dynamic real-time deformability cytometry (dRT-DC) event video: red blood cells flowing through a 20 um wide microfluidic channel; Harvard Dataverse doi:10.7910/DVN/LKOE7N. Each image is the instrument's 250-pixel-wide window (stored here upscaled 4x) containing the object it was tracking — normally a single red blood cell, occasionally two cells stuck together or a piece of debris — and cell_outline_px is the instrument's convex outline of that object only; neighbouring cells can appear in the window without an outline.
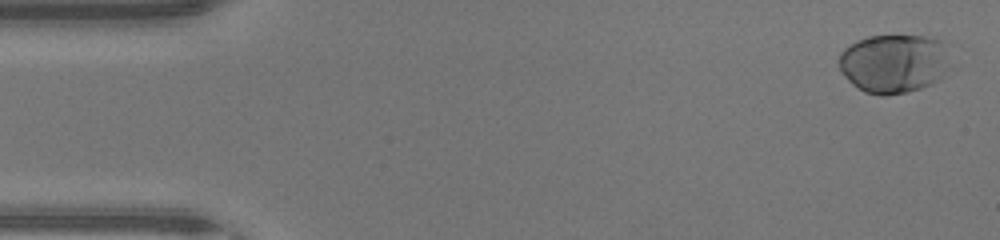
{"species": "human", "species_latin": "Homo sapiens", "temperature_condition": "warm", "stored_images_in_passage": 47, "camera_frame_rate_fps": 3000, "um_per_image_px": 0.085, "donor": {"sex": "male"}, "frame": {"image": 1, "passage_image": 2, "time_ms": 0.333, "image_size_px": [1000, 240], "cell_outline_px": [[944, 40], [940, 80], [932, 84], [920, 88], [904, 92], [884, 96], [880, 96], [864, 92], [852, 84], [844, 76], [840, 68], [840, 52], [844, 48], [856, 40], [868, 36], [924, 36]], "centroid_in_image_um": [75.85, 5.39], "position_along_channel_um": 9.1, "area_um2": 37.28}}
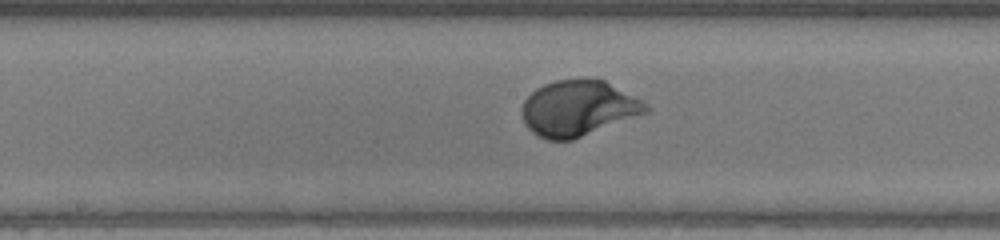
{"frame": {"image": 2, "passage_image": 24, "time_ms": 7.667, "image_size_px": [1000, 240], "cell_outline_px": [[652, 108], [648, 112], [572, 140], [548, 140], [532, 132], [524, 124], [520, 112], [524, 100], [536, 88], [544, 84], [556, 80], [604, 80], [640, 100]], "centroid_in_image_um": [49.11, 9.22], "position_along_channel_um": 199.1, "area_um2": 39.71}}
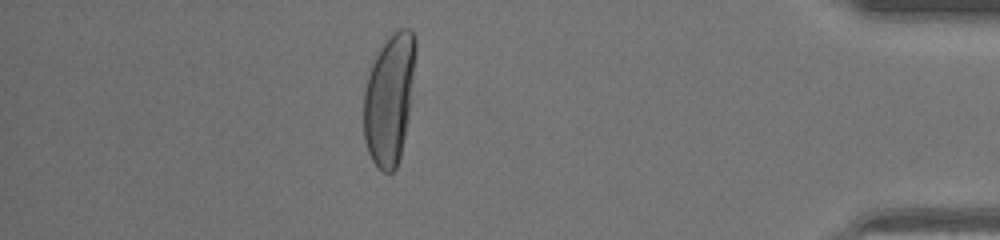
{"frame": {"image": 3, "passage_image": 41, "time_ms": 13.333, "image_size_px": [1000, 240], "cell_outline_px": [[416, 52], [408, 116], [400, 156], [396, 168], [392, 172], [384, 172], [372, 160], [368, 152], [364, 140], [364, 92], [368, 76], [372, 64], [384, 40], [392, 32], [400, 28], [408, 28], [412, 32], [416, 40]], "centroid_in_image_um": [33.09, 8.37], "position_along_channel_um": 402.1, "area_um2": 39.07}}